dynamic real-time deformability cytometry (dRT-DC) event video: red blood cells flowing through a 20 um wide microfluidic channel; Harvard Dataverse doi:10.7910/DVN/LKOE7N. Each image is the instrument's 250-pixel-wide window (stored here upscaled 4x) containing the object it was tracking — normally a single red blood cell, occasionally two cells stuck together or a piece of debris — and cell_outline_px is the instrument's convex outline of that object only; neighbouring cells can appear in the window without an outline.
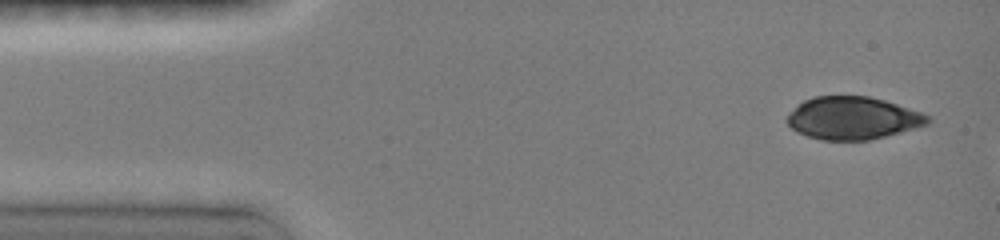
{"species": "common noctule bat (a hibernating species)", "species_latin": "Nyctalus noctula", "temperature_condition": "room temperature", "stored_images_in_passage": 6, "camera_frame_rate_fps": 3000, "um_per_image_px": 0.085, "animal": {"sex": "female", "body_mass_g": 19.0, "forearm_length_mm": 51.5}, "frame": {"image": 1, "passage_image": 1, "time_ms": 0.0, "image_size_px": [1000, 240], "cell_outline_px": [[932, 120], [928, 124], [884, 136], [868, 140], [820, 140], [808, 136], [792, 128], [788, 124], [788, 116], [804, 100], [812, 96], [868, 96], [884, 100], [932, 116]], "centroid_in_image_um": [72.52, 10.03], "position_along_channel_um": 12.5, "area_um2": 34.45}}